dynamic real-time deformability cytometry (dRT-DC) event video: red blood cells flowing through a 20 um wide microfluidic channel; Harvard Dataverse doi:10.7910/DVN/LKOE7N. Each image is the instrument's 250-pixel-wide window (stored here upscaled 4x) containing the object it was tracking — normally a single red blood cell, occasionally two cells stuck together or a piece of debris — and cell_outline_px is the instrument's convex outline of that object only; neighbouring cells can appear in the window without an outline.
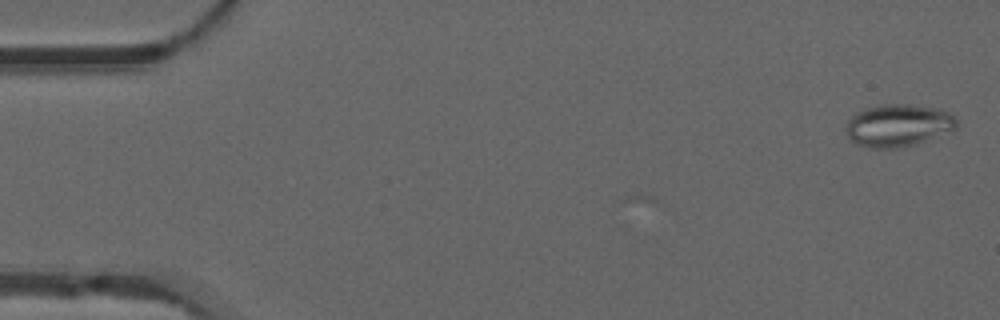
{"species": "common noctule bat (a hibernating species)", "species_latin": "Nyctalus noctula", "temperature_condition": "warm", "stored_images_in_passage": 9, "camera_frame_rate_fps": 3000, "um_per_image_px": 0.085, "animal": {"sex": "male", "forearm_length_mm": 52.5}, "frame": {"image": 1, "passage_image": 2, "time_ms": 0.333, "image_size_px": [1000, 320], "cell_outline_px": [[956, 128], [924, 140], [912, 144], [896, 148], [868, 148], [856, 144], [848, 136], [848, 120], [856, 112], [868, 108], [884, 104], [908, 104], [940, 108], [956, 116]], "centroid_in_image_um": [76.34, 10.64], "position_along_channel_um": 8.7, "area_um2": 26.88}}